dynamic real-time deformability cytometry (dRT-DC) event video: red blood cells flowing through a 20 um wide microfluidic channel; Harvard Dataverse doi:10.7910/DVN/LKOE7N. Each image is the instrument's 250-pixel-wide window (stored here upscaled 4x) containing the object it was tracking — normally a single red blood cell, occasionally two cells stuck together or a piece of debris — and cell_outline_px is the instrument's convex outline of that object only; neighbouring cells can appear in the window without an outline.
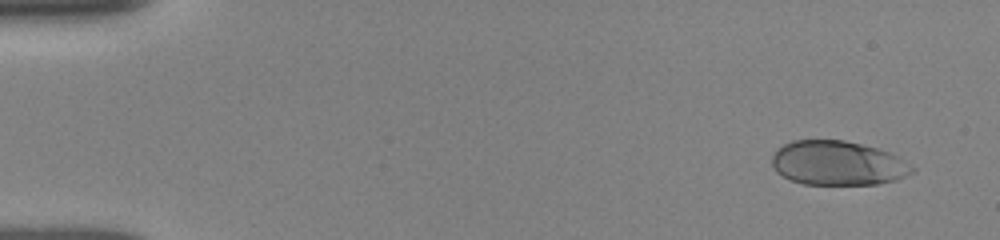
{"species": "human", "species_latin": "Homo sapiens", "temperature_condition": "room temperature", "stored_images_in_passage": 8, "camera_frame_rate_fps": 3000, "um_per_image_px": 0.085, "donor": {"sex": "female"}, "frame": {"image": 1, "passage_image": 2, "time_ms": 0.667, "image_size_px": [1000, 240], "cell_outline_px": [[916, 172], [896, 180], [876, 184], [804, 184], [792, 180], [776, 172], [772, 164], [772, 156], [776, 148], [792, 140], [844, 140], [876, 148], [888, 152], [896, 156], [916, 168]], "centroid_in_image_um": [71.2, 13.87], "position_along_channel_um": 13.8, "area_um2": 36.18}}
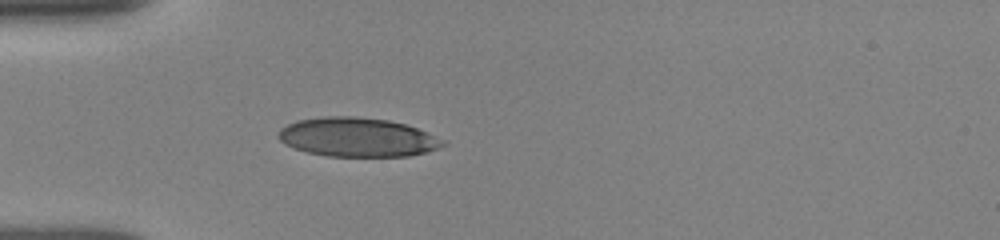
{"frame": {"image": 2, "passage_image": 8, "time_ms": 4.667, "image_size_px": [1000, 240], "cell_outline_px": [[448, 144], [424, 152], [408, 156], [328, 156], [308, 152], [296, 148], [280, 140], [276, 136], [280, 128], [296, 120], [324, 116], [356, 116], [388, 120], [404, 124], [416, 128], [444, 140]], "centroid_in_image_um": [30.35, 11.65], "position_along_channel_um": 54.7, "area_um2": 37.17}}